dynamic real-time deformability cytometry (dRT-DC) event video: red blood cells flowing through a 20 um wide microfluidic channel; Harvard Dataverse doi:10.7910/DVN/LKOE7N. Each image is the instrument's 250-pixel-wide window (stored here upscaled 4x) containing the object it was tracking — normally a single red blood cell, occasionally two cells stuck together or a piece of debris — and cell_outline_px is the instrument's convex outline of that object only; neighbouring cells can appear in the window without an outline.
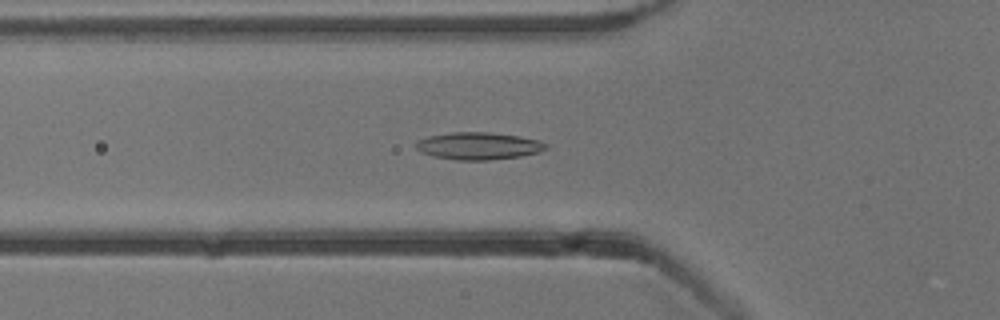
{"species": "common noctule bat (a hibernating species)", "species_latin": "Nyctalus noctula", "temperature_condition": "cold", "stored_images_in_passage": 54, "camera_frame_rate_fps": 3000, "um_per_image_px": 0.085, "animal": {"sex": "male", "body_mass_g": 13.3}, "frame": {"image": 1, "passage_image": 19, "time_ms": 6.0, "image_size_px": [1000, 320], "cell_outline_px": [[548, 148], [540, 152], [520, 156], [488, 160], [456, 160], [432, 156], [420, 152], [416, 148], [416, 140], [428, 136], [452, 132], [488, 132], [520, 136], [540, 140], [548, 144]], "centroid_in_image_um": [40.68, 12.4], "position_along_channel_um": 85.1, "area_um2": 20.87}}
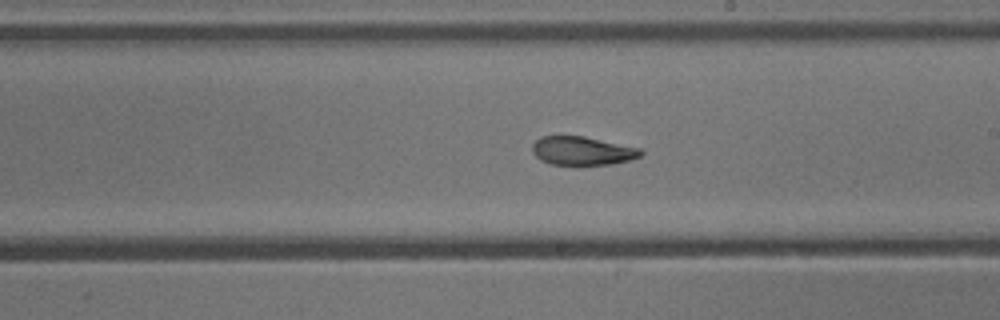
{"frame": {"image": 2, "passage_image": 31, "time_ms": 10.0, "image_size_px": [1000, 320], "cell_outline_px": [[644, 152], [640, 156], [628, 160], [612, 164], [580, 168], [552, 164], [540, 160], [532, 152], [532, 144], [540, 136], [584, 136], [640, 148]], "centroid_in_image_um": [49.47, 12.86], "position_along_channel_um": 239.5, "area_um2": 18.79}}
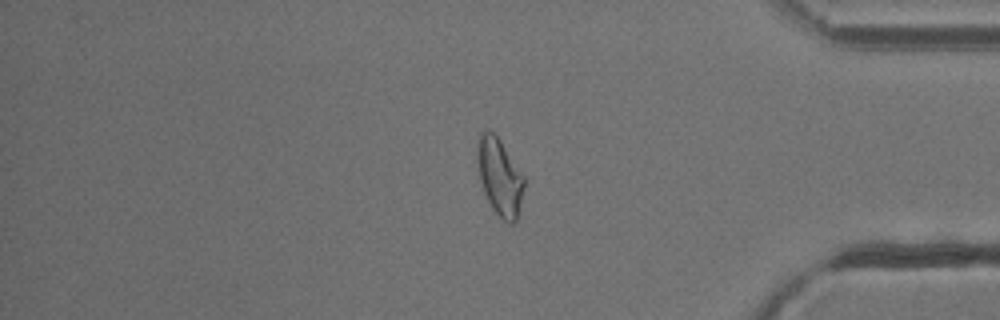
{"frame": {"image": 3, "passage_image": 45, "time_ms": 14.667, "image_size_px": [1000, 320], "cell_outline_px": [[524, 188], [516, 220], [512, 224], [508, 224], [492, 208], [484, 192], [480, 180], [476, 152], [480, 132], [484, 128], [488, 128], [500, 140], [524, 176]], "centroid_in_image_um": [42.45, 14.99], "position_along_channel_um": 392.7, "area_um2": 20.81}, "authors_computed_cell_mechanics": {"area_um2": 19.8832, "velocity_mm_per_s": 3.841, "shape_relaxation_time_tau1_ms": 9.5143, "shape_relaxation_time_tau2_ms": 2.4842, "deformation_change_tau1": 0.2108, "deformation_change_tau2": 0.0931}}